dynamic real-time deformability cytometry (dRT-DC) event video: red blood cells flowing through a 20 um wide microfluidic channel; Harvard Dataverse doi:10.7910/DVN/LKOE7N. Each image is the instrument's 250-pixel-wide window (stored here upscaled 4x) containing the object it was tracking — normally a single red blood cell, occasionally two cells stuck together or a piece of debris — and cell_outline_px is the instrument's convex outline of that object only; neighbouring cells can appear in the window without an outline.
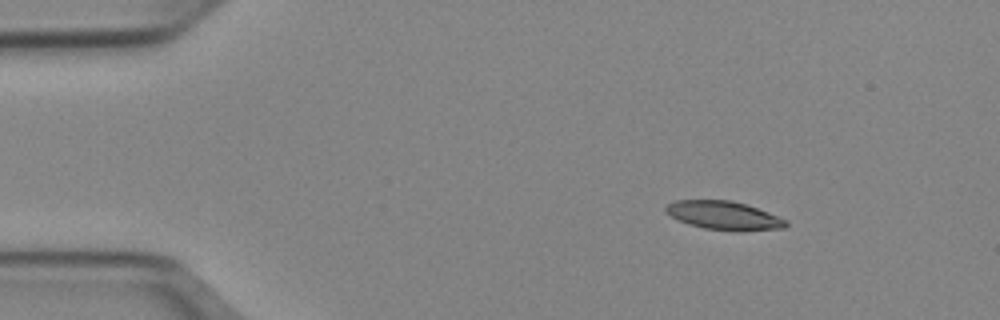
{"species": "Egyptian fruit bat (a non-hibernating species)", "species_latin": "Rousettus aegyptiacus", "temperature_condition": "cold", "stored_images_in_passage": 45, "camera_frame_rate_fps": 3000, "um_per_image_px": 0.085, "animal": {"sex": "female"}, "frame": {"image": 1, "passage_image": 1, "time_ms": 0.0, "image_size_px": [1000, 320], "cell_outline_px": [[788, 224], [784, 228], [740, 232], [704, 228], [688, 224], [664, 212], [664, 208], [668, 204], [676, 200], [732, 200], [768, 212], [788, 220]], "centroid_in_image_um": [61.55, 18.33], "position_along_channel_um": 23.5, "area_um2": 20.06}}
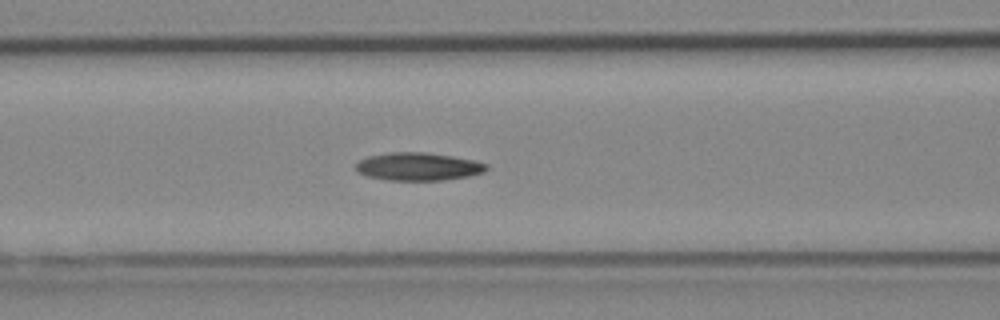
{"frame": {"image": 2, "passage_image": 15, "time_ms": 4.667, "image_size_px": [1000, 320], "cell_outline_px": [[488, 168], [484, 172], [468, 176], [444, 180], [388, 180], [368, 176], [356, 172], [356, 164], [360, 160], [368, 156], [388, 152], [424, 152], [452, 156], [476, 160], [488, 164]], "centroid_in_image_um": [35.56, 14.15], "position_along_channel_um": 131.0, "area_um2": 21.33}}
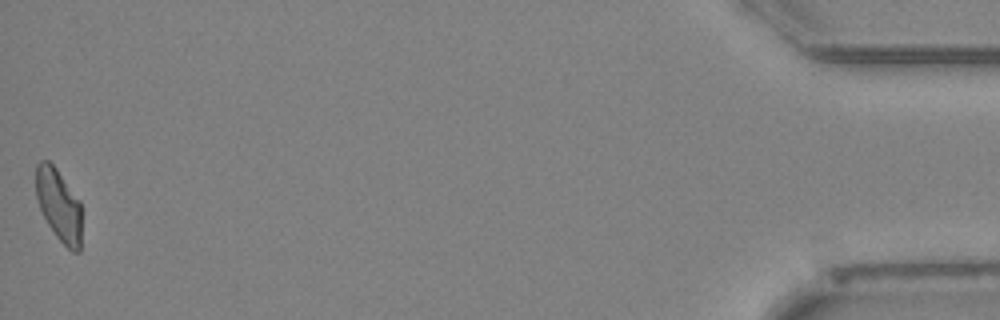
{"frame": {"image": 3, "passage_image": 45, "time_ms": 14.667, "image_size_px": [1000, 320], "cell_outline_px": [[80, 252], [72, 252], [56, 236], [48, 224], [40, 208], [36, 196], [36, 164], [40, 160], [48, 160], [56, 168], [80, 200]], "centroid_in_image_um": [4.99, 17.41], "position_along_channel_um": 430.2, "area_um2": 19.07}, "authors_computed_cell_mechanics": {"area_um2": 20.5768, "velocity_mm_per_s": 3.9443, "shape_relaxation_time_tau1_ms": 5.0551, "shape_relaxation_time_tau2_ms": 9.733, "deformation_change_tau1": 0.1648, "deformation_change_tau2": 0.194}}